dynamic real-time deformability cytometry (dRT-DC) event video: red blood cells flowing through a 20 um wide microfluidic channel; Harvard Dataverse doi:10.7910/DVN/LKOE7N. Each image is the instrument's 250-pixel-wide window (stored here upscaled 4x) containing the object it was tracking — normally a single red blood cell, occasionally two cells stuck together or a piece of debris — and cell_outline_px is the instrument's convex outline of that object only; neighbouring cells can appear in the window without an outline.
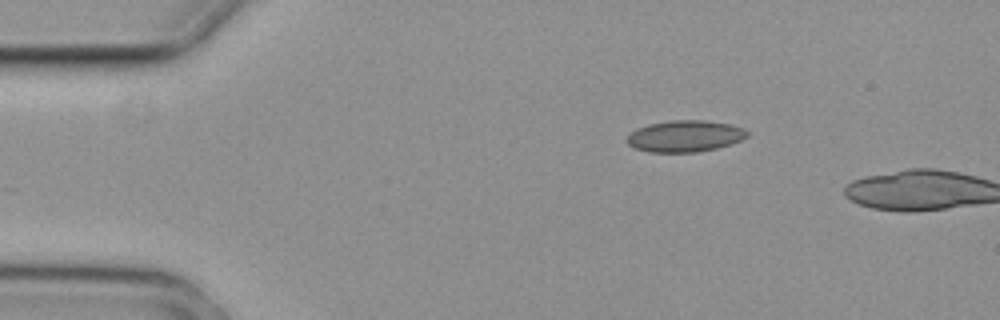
{"species": "common noctule bat (a hibernating species)", "species_latin": "Nyctalus noctula", "temperature_condition": "cold", "stored_images_in_passage": 2, "camera_frame_rate_fps": 3000, "um_per_image_px": 0.085, "animal": {"sex": "female", "body_mass_g": 29.2, "forearm_length_mm": 56.3}, "frame": {"image": 1, "passage_image": 1, "time_ms": 0.0, "image_size_px": [1000, 320], "cell_outline_px": [[748, 136], [732, 144], [716, 148], [696, 152], [648, 152], [636, 148], [628, 144], [628, 136], [632, 132], [648, 124], [672, 120], [704, 120], [732, 124], [744, 128], [748, 132]], "centroid_in_image_um": [58.27, 11.57], "position_along_channel_um": 26.7, "area_um2": 21.96}}